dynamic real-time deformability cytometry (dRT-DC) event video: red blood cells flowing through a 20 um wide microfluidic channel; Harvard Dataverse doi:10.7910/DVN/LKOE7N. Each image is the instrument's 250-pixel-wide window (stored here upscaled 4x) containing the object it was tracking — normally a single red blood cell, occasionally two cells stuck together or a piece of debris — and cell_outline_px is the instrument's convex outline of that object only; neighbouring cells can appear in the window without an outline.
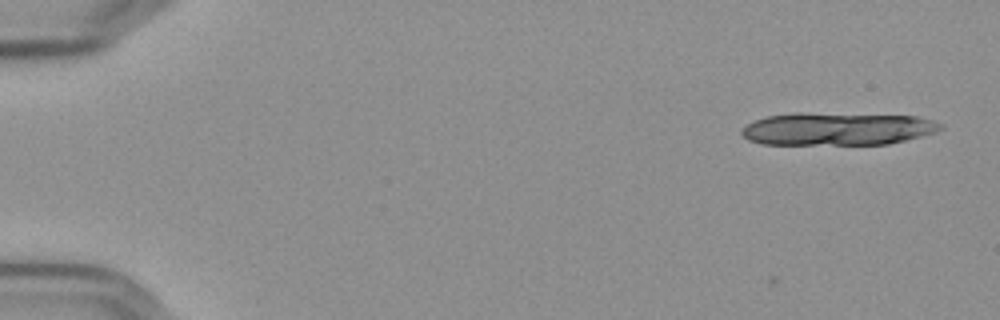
{"species": "Egyptian fruit bat (a non-hibernating species)", "species_latin": "Rousettus aegyptiacus", "temperature_condition": "cold", "stored_images_in_passage": 2, "camera_frame_rate_fps": 3000, "um_per_image_px": 0.085, "frame": {"image": 1, "passage_image": 2, "time_ms": 0.333, "image_size_px": [1000, 320], "cell_outline_px": [[944, 128], [936, 132], [888, 144], [760, 144], [748, 140], [740, 132], [752, 120], [768, 116], [792, 112], [800, 112], [916, 116], [932, 120], [944, 124]], "centroid_in_image_um": [71.16, 10.94], "position_along_channel_um": 13.8, "area_um2": 38.15}}